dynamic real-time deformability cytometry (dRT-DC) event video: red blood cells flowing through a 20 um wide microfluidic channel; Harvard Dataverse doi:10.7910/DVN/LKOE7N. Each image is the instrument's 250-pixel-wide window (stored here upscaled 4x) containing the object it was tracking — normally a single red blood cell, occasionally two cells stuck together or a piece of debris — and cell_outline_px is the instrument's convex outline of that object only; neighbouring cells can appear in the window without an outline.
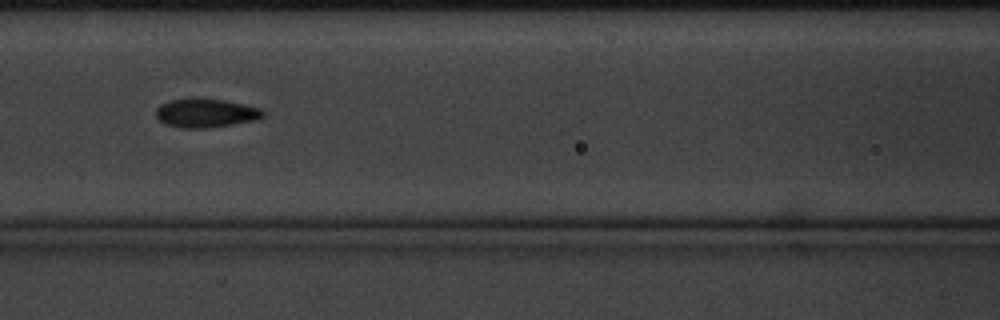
{"species": "common noctule bat (a hibernating species)", "species_latin": "Nyctalus noctula", "temperature_condition": "cold", "stored_images_in_passage": 17, "camera_frame_rate_fps": 3000, "um_per_image_px": 0.085, "animal": {"sex": "male", "body_mass_g": 20.1, "forearm_length_mm": 53.5}, "frame": {"image": 1, "passage_image": 8, "time_ms": 2.333, "image_size_px": [1000, 320], "cell_outline_px": [[264, 116], [256, 120], [208, 128], [180, 128], [168, 124], [160, 120], [156, 116], [156, 108], [160, 104], [172, 100], [192, 96], [224, 100], [244, 104], [260, 108], [264, 112]], "centroid_in_image_um": [17.48, 9.58], "position_along_channel_um": 149.1, "area_um2": 18.21}}